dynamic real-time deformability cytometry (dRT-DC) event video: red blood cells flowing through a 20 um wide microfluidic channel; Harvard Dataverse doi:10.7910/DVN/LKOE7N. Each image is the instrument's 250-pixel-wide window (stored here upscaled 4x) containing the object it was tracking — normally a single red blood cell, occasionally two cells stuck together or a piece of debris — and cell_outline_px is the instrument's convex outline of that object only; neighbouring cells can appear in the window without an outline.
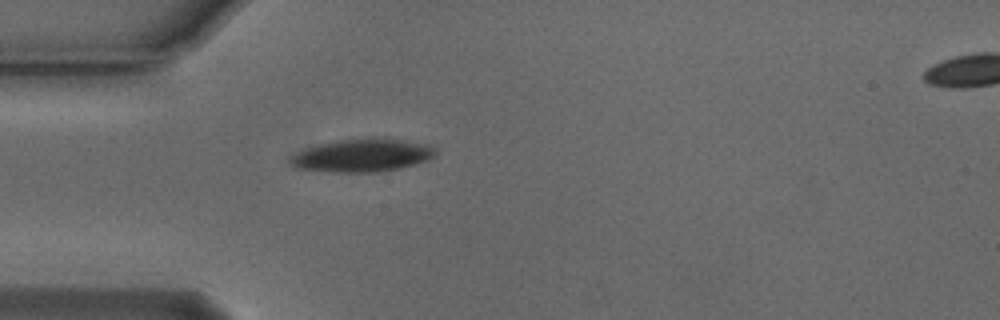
{"species": "Egyptian fruit bat (a non-hibernating species)", "species_latin": "Rousettus aegyptiacus", "temperature_condition": "cold", "stored_images_in_passage": 33, "camera_frame_rate_fps": 3000, "um_per_image_px": 0.085, "animal": {"sex": "male"}, "frame": {"image": 1, "passage_image": 1, "time_ms": 0.0, "image_size_px": [1000, 320], "cell_outline_px": [[436, 156], [428, 160], [416, 164], [400, 168], [380, 172], [332, 172], [296, 168], [288, 160], [292, 156], [304, 148], [336, 140], [372, 136], [384, 136], [428, 144], [436, 148]], "centroid_in_image_um": [30.86, 13.18], "position_along_channel_um": 54.1, "area_um2": 28.61}}
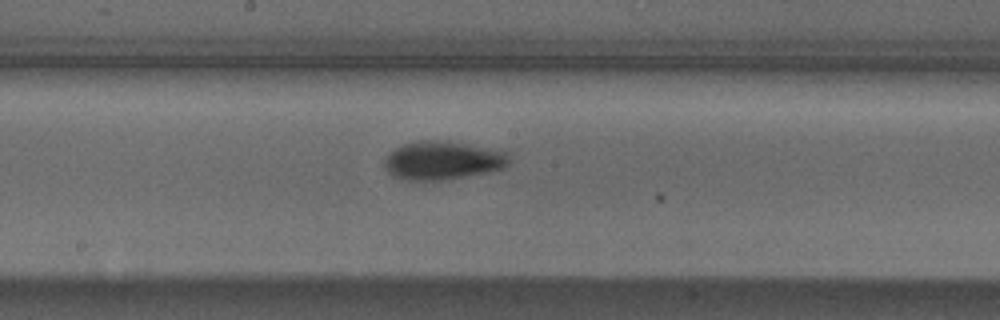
{"frame": {"image": 2, "passage_image": 14, "time_ms": 4.333, "image_size_px": [1000, 320], "cell_outline_px": [[508, 164], [504, 168], [488, 172], [464, 176], [436, 180], [400, 180], [392, 176], [384, 168], [384, 156], [388, 152], [404, 144], [420, 140], [448, 140], [508, 152]], "centroid_in_image_um": [37.56, 13.63], "position_along_channel_um": 210.6, "area_um2": 28.09}}
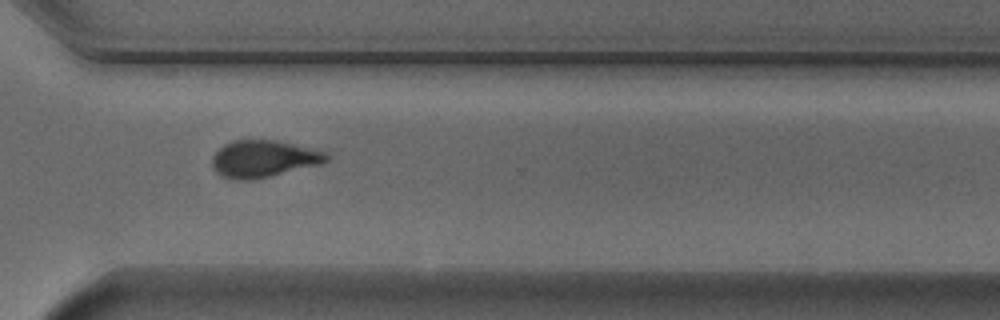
{"frame": {"image": 3, "passage_image": 25, "time_ms": 8.0, "image_size_px": [1000, 320], "cell_outline_px": [[328, 160], [320, 164], [252, 180], [236, 180], [220, 176], [212, 168], [212, 156], [224, 144], [232, 140], [276, 140], [328, 152]], "centroid_in_image_um": [22.37, 13.5], "position_along_channel_um": 348.2, "area_um2": 24.62}, "authors_computed_cell_mechanics": {"area_um2": 26.9348, "velocity_mm_per_s": 3.7554, "shape_relaxation_time_tau1_ms": 3.1576, "shape_relaxation_time_tau2_ms": null, "deformation_change_tau1": 0.1246, "deformation_change_tau2": null}}